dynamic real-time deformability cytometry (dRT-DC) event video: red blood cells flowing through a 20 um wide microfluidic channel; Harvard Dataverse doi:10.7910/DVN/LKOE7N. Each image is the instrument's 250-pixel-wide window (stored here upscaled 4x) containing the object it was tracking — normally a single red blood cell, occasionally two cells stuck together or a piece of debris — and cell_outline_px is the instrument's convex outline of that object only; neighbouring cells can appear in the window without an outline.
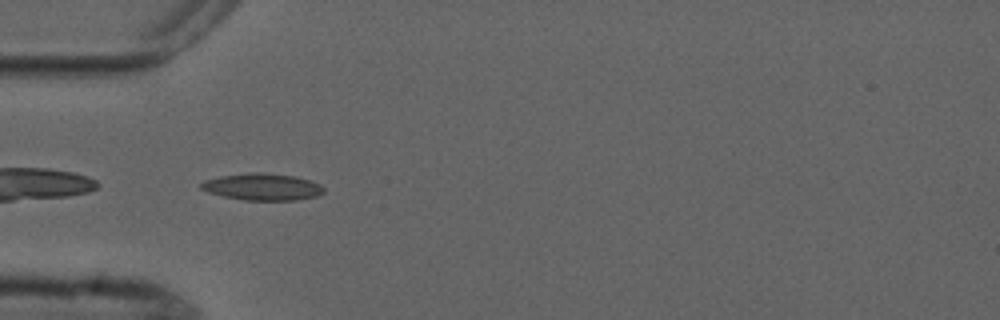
{"species": "common noctule bat (a hibernating species)", "species_latin": "Nyctalus noctula", "temperature_condition": "cold", "stored_images_in_passage": 8, "camera_frame_rate_fps": 3000, "um_per_image_px": 0.085, "animal": {"sex": "male", "forearm_length_mm": 52.5}, "frame": {"image": 1, "passage_image": 5, "time_ms": 4.667, "image_size_px": [1000, 320], "cell_outline_px": [[324, 192], [316, 196], [296, 200], [244, 200], [224, 196], [208, 192], [200, 188], [200, 184], [204, 180], [220, 176], [252, 172], [264, 172], [292, 176], [308, 180], [320, 184], [324, 188]], "centroid_in_image_um": [22.29, 15.88], "position_along_channel_um": 62.7, "area_um2": 19.07}}
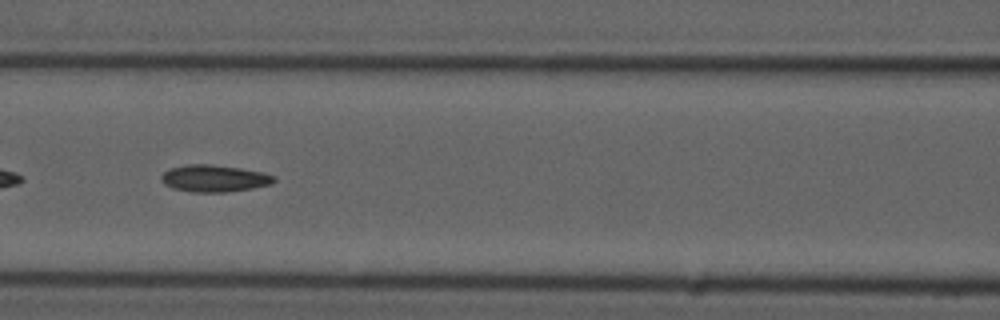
{"frame": {"image": 2, "passage_image": 7, "time_ms": 7.0, "image_size_px": [1000, 320], "cell_outline_px": [[276, 180], [272, 184], [252, 188], [224, 192], [192, 192], [172, 188], [164, 184], [160, 180], [160, 176], [168, 168], [188, 164], [212, 164], [240, 168], [264, 172], [276, 176]], "centroid_in_image_um": [18.2, 15.15], "position_along_channel_um": 148.4, "area_um2": 17.92}}
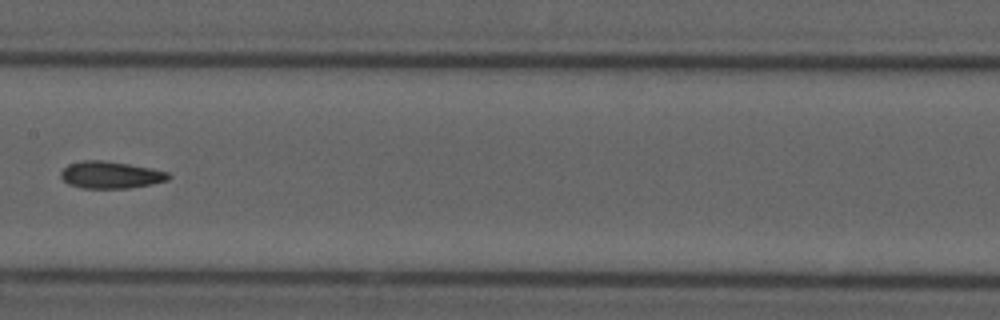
{"frame": {"image": 3, "passage_image": 8, "time_ms": 8.333, "image_size_px": [1000, 320], "cell_outline_px": [[172, 176], [168, 180], [152, 184], [128, 188], [80, 188], [68, 184], [60, 176], [60, 172], [68, 164], [84, 160], [104, 160], [152, 168], [168, 172]], "centroid_in_image_um": [9.4, 14.87], "position_along_channel_um": 198.0, "area_um2": 17.05}}